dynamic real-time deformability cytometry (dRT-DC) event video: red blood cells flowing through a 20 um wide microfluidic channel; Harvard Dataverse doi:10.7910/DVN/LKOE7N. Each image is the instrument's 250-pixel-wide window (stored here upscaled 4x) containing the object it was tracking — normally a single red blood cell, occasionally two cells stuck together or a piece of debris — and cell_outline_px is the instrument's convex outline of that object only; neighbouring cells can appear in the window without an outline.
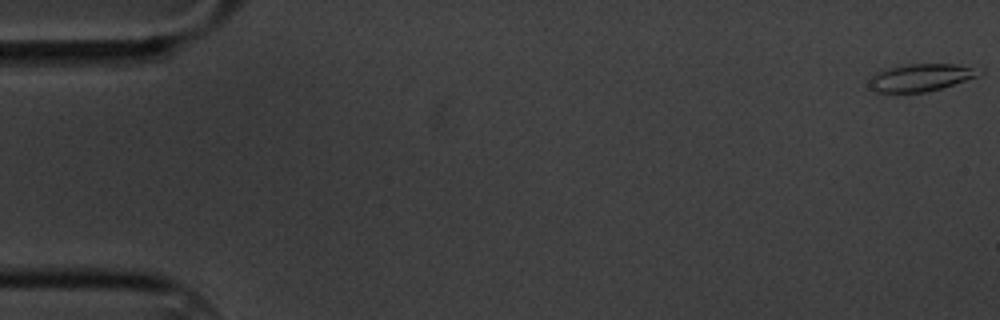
{"species": "common noctule bat (a hibernating species)", "species_latin": "Nyctalus noctula", "temperature_condition": "cold", "stored_images_in_passage": 59, "camera_frame_rate_fps": 3000, "um_per_image_px": 0.085, "animal": {"sex": "male", "body_mass_g": 20.1, "forearm_length_mm": 53.5}, "frame": {"image": 1, "passage_image": 1, "time_ms": 0.0, "image_size_px": [1000, 320], "cell_outline_px": [[984, 72], [980, 76], [940, 88], [924, 92], [876, 92], [868, 84], [872, 76], [888, 68], [908, 64], [952, 64], [984, 68]], "centroid_in_image_um": [78.36, 6.58], "position_along_channel_um": 6.6, "area_um2": 17.46}}
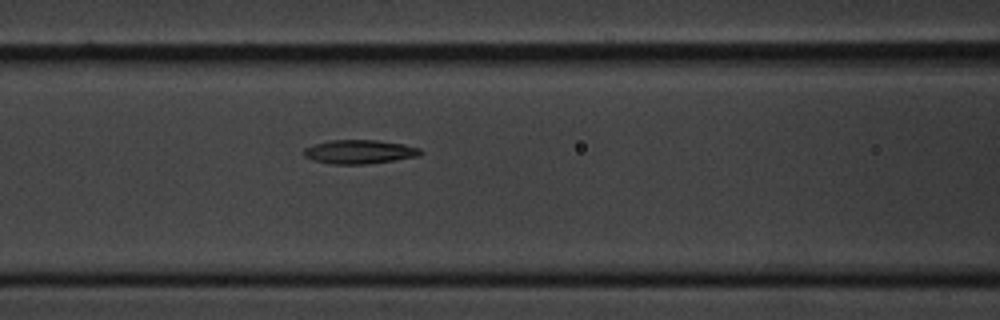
{"frame": {"image": 2, "passage_image": 25, "time_ms": 8.0, "image_size_px": [1000, 320], "cell_outline_px": [[424, 152], [420, 156], [364, 164], [332, 164], [312, 160], [304, 156], [304, 148], [312, 144], [328, 140], [376, 140], [404, 144], [420, 148]], "centroid_in_image_um": [30.54, 12.89], "position_along_channel_um": 136.1, "area_um2": 16.3}}
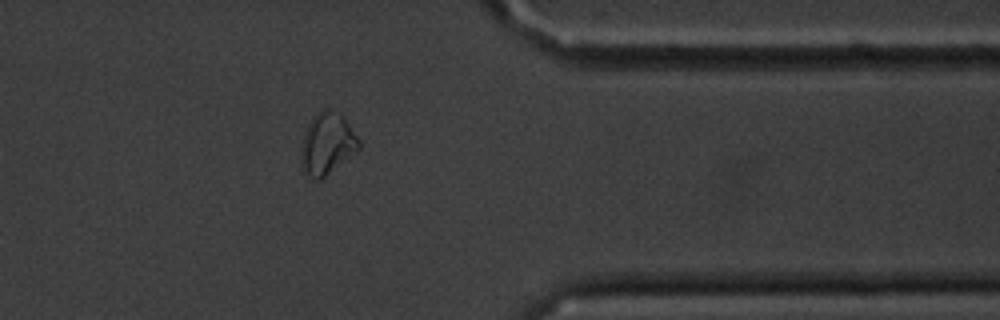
{"frame": {"image": 3, "passage_image": 48, "time_ms": 15.667, "image_size_px": [1000, 320], "cell_outline_px": [[360, 148], [320, 180], [316, 180], [304, 172], [300, 164], [300, 152], [304, 132], [312, 116], [316, 112], [324, 108], [332, 108], [340, 112], [344, 116], [360, 140]], "centroid_in_image_um": [27.79, 12.16], "position_along_channel_um": 383.6, "area_um2": 21.1}, "authors_computed_cell_mechanics": {"area_um2": 16.8776, "velocity_mm_per_s": 3.3903, "shape_relaxation_time_tau1_ms": 3.698, "shape_relaxation_time_tau2_ms": 5.2906, "deformation_change_tau1": 0.1437, "deformation_change_tau2": 0.1227}}